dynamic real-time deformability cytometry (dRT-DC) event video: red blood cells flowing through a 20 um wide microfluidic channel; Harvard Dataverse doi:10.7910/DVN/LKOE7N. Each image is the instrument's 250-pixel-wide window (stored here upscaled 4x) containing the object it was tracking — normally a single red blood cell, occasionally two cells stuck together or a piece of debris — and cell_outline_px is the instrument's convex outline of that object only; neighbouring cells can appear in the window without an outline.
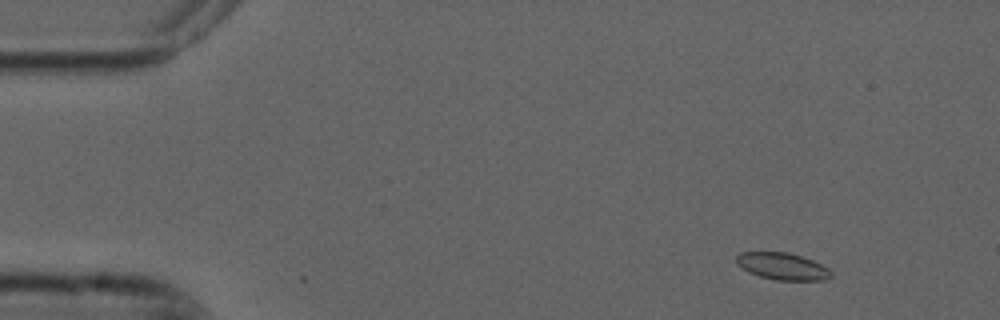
{"species": "common noctule bat (a hibernating species)", "species_latin": "Nyctalus noctula", "temperature_condition": "cold", "stored_images_in_passage": 53, "camera_frame_rate_fps": 3000, "um_per_image_px": 0.085, "animal": {"sex": "male", "forearm_length_mm": 52.5}, "frame": {"image": 1, "passage_image": 4, "time_ms": 1.0, "image_size_px": [1000, 320], "cell_outline_px": [[832, 276], [824, 280], [776, 280], [760, 276], [748, 272], [736, 264], [736, 256], [740, 252], [788, 252], [812, 260], [828, 268], [832, 272]], "centroid_in_image_um": [66.49, 22.63], "position_along_channel_um": 18.5, "area_um2": 14.85}}
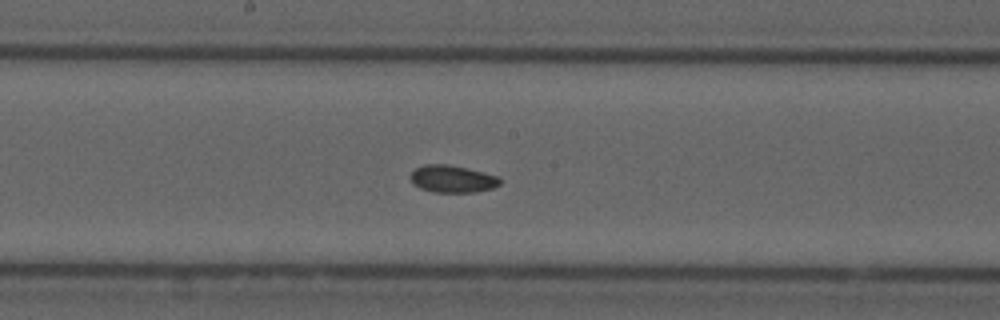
{"frame": {"image": 2, "passage_image": 27, "time_ms": 8.667, "image_size_px": [1000, 320], "cell_outline_px": [[504, 180], [500, 184], [492, 188], [476, 192], [432, 192], [420, 188], [412, 184], [408, 176], [416, 168], [424, 164], [448, 164], [484, 172], [500, 176]], "centroid_in_image_um": [38.46, 15.21], "position_along_channel_um": 209.7, "area_um2": 14.51}}
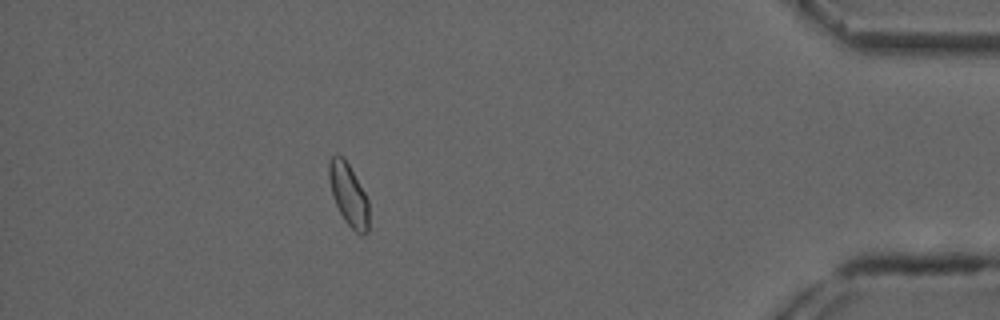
{"frame": {"image": 3, "passage_image": 47, "time_ms": 15.333, "image_size_px": [1000, 320], "cell_outline_px": [[368, 232], [364, 236], [356, 232], [344, 220], [336, 204], [332, 192], [328, 176], [328, 160], [336, 152], [344, 156], [364, 192], [368, 200]], "centroid_in_image_um": [29.61, 16.5], "position_along_channel_um": 405.6, "area_um2": 14.45}, "authors_computed_cell_mechanics": {"area_um2": 14.5656, "velocity_mm_per_s": 3.7138, "shape_relaxation_time_tau1_ms": null, "shape_relaxation_time_tau2_ms": 2.3443, "deformation_change_tau1": null, "deformation_change_tau2": 0.0578}}